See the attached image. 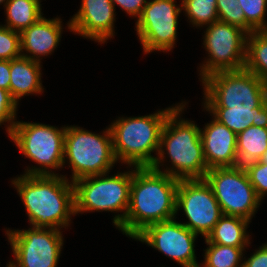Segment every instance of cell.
<instances>
[{"label":"cell","instance_id":"1","mask_svg":"<svg viewBox=\"0 0 267 267\" xmlns=\"http://www.w3.org/2000/svg\"><path fill=\"white\" fill-rule=\"evenodd\" d=\"M178 182L151 167L134 166L129 208L118 229L134 239L147 226L176 218Z\"/></svg>","mask_w":267,"mask_h":267},{"label":"cell","instance_id":"2","mask_svg":"<svg viewBox=\"0 0 267 267\" xmlns=\"http://www.w3.org/2000/svg\"><path fill=\"white\" fill-rule=\"evenodd\" d=\"M34 228L68 227L75 215L74 186L65 175H20L12 180Z\"/></svg>","mask_w":267,"mask_h":267},{"label":"cell","instance_id":"3","mask_svg":"<svg viewBox=\"0 0 267 267\" xmlns=\"http://www.w3.org/2000/svg\"><path fill=\"white\" fill-rule=\"evenodd\" d=\"M186 104L179 103L168 115L161 132L158 154L151 168L179 180L204 179L209 169L203 153L201 128L194 121L181 119L180 114ZM164 154L170 158L172 167L161 171L160 166L166 158Z\"/></svg>","mask_w":267,"mask_h":267},{"label":"cell","instance_id":"4","mask_svg":"<svg viewBox=\"0 0 267 267\" xmlns=\"http://www.w3.org/2000/svg\"><path fill=\"white\" fill-rule=\"evenodd\" d=\"M138 117H119L111 123L113 150L117 162L129 167H151L158 154L161 132L168 115L178 106Z\"/></svg>","mask_w":267,"mask_h":267},{"label":"cell","instance_id":"5","mask_svg":"<svg viewBox=\"0 0 267 267\" xmlns=\"http://www.w3.org/2000/svg\"><path fill=\"white\" fill-rule=\"evenodd\" d=\"M132 170L109 176L92 175L73 182L75 215L83 212L108 211L117 214L113 224L119 228L124 222L130 204Z\"/></svg>","mask_w":267,"mask_h":267},{"label":"cell","instance_id":"6","mask_svg":"<svg viewBox=\"0 0 267 267\" xmlns=\"http://www.w3.org/2000/svg\"><path fill=\"white\" fill-rule=\"evenodd\" d=\"M65 131L66 126L23 121L14 124L9 138L26 158L39 165L28 167L25 175H59L52 170L64 167Z\"/></svg>","mask_w":267,"mask_h":267},{"label":"cell","instance_id":"7","mask_svg":"<svg viewBox=\"0 0 267 267\" xmlns=\"http://www.w3.org/2000/svg\"><path fill=\"white\" fill-rule=\"evenodd\" d=\"M102 134L78 126H66L63 165L68 160L73 171L71 182L87 176L109 174L117 163L110 127Z\"/></svg>","mask_w":267,"mask_h":267},{"label":"cell","instance_id":"8","mask_svg":"<svg viewBox=\"0 0 267 267\" xmlns=\"http://www.w3.org/2000/svg\"><path fill=\"white\" fill-rule=\"evenodd\" d=\"M204 108L252 110L267 98V85L245 68L213 73L202 81Z\"/></svg>","mask_w":267,"mask_h":267},{"label":"cell","instance_id":"9","mask_svg":"<svg viewBox=\"0 0 267 267\" xmlns=\"http://www.w3.org/2000/svg\"><path fill=\"white\" fill-rule=\"evenodd\" d=\"M204 179L211 187L223 215L249 221L255 216L262 201L257 197L244 166L211 168Z\"/></svg>","mask_w":267,"mask_h":267},{"label":"cell","instance_id":"10","mask_svg":"<svg viewBox=\"0 0 267 267\" xmlns=\"http://www.w3.org/2000/svg\"><path fill=\"white\" fill-rule=\"evenodd\" d=\"M206 27L202 44L208 58L199 68L201 80L216 72L244 69L248 33L220 20Z\"/></svg>","mask_w":267,"mask_h":267},{"label":"cell","instance_id":"11","mask_svg":"<svg viewBox=\"0 0 267 267\" xmlns=\"http://www.w3.org/2000/svg\"><path fill=\"white\" fill-rule=\"evenodd\" d=\"M14 261L10 267H57L63 236L60 229L6 230Z\"/></svg>","mask_w":267,"mask_h":267},{"label":"cell","instance_id":"12","mask_svg":"<svg viewBox=\"0 0 267 267\" xmlns=\"http://www.w3.org/2000/svg\"><path fill=\"white\" fill-rule=\"evenodd\" d=\"M175 0H150L135 22L136 33L145 54L171 51L177 39L178 16L182 6Z\"/></svg>","mask_w":267,"mask_h":267},{"label":"cell","instance_id":"13","mask_svg":"<svg viewBox=\"0 0 267 267\" xmlns=\"http://www.w3.org/2000/svg\"><path fill=\"white\" fill-rule=\"evenodd\" d=\"M183 210L188 221L182 223L204 238L223 216L221 207L205 179H181L176 193V212Z\"/></svg>","mask_w":267,"mask_h":267},{"label":"cell","instance_id":"14","mask_svg":"<svg viewBox=\"0 0 267 267\" xmlns=\"http://www.w3.org/2000/svg\"><path fill=\"white\" fill-rule=\"evenodd\" d=\"M176 218L147 226L134 239L151 246L182 267H199L195 254L197 234Z\"/></svg>","mask_w":267,"mask_h":267},{"label":"cell","instance_id":"15","mask_svg":"<svg viewBox=\"0 0 267 267\" xmlns=\"http://www.w3.org/2000/svg\"><path fill=\"white\" fill-rule=\"evenodd\" d=\"M115 6L111 0H82L78 12L68 21L70 32L100 44L114 37Z\"/></svg>","mask_w":267,"mask_h":267},{"label":"cell","instance_id":"16","mask_svg":"<svg viewBox=\"0 0 267 267\" xmlns=\"http://www.w3.org/2000/svg\"><path fill=\"white\" fill-rule=\"evenodd\" d=\"M204 127L200 137L208 169L238 166L237 135L214 118Z\"/></svg>","mask_w":267,"mask_h":267},{"label":"cell","instance_id":"17","mask_svg":"<svg viewBox=\"0 0 267 267\" xmlns=\"http://www.w3.org/2000/svg\"><path fill=\"white\" fill-rule=\"evenodd\" d=\"M62 29V21L59 17L46 19L42 16L20 33L21 56L41 62V56L50 55L59 45Z\"/></svg>","mask_w":267,"mask_h":267},{"label":"cell","instance_id":"18","mask_svg":"<svg viewBox=\"0 0 267 267\" xmlns=\"http://www.w3.org/2000/svg\"><path fill=\"white\" fill-rule=\"evenodd\" d=\"M41 62L20 56L10 60L9 92L18 103L21 97L42 94Z\"/></svg>","mask_w":267,"mask_h":267},{"label":"cell","instance_id":"19","mask_svg":"<svg viewBox=\"0 0 267 267\" xmlns=\"http://www.w3.org/2000/svg\"><path fill=\"white\" fill-rule=\"evenodd\" d=\"M218 122L226 125L236 135L251 125L267 128V98L252 110H231V108H205Z\"/></svg>","mask_w":267,"mask_h":267},{"label":"cell","instance_id":"20","mask_svg":"<svg viewBox=\"0 0 267 267\" xmlns=\"http://www.w3.org/2000/svg\"><path fill=\"white\" fill-rule=\"evenodd\" d=\"M251 221L237 216L223 215L205 238V243H215L233 247L250 246V237L246 232Z\"/></svg>","mask_w":267,"mask_h":267},{"label":"cell","instance_id":"21","mask_svg":"<svg viewBox=\"0 0 267 267\" xmlns=\"http://www.w3.org/2000/svg\"><path fill=\"white\" fill-rule=\"evenodd\" d=\"M267 150V128L251 125L237 135L238 165L259 161Z\"/></svg>","mask_w":267,"mask_h":267},{"label":"cell","instance_id":"22","mask_svg":"<svg viewBox=\"0 0 267 267\" xmlns=\"http://www.w3.org/2000/svg\"><path fill=\"white\" fill-rule=\"evenodd\" d=\"M4 8L7 23L3 26L20 33L43 16L38 0H8Z\"/></svg>","mask_w":267,"mask_h":267},{"label":"cell","instance_id":"23","mask_svg":"<svg viewBox=\"0 0 267 267\" xmlns=\"http://www.w3.org/2000/svg\"><path fill=\"white\" fill-rule=\"evenodd\" d=\"M245 69L267 85V31L248 34Z\"/></svg>","mask_w":267,"mask_h":267},{"label":"cell","instance_id":"24","mask_svg":"<svg viewBox=\"0 0 267 267\" xmlns=\"http://www.w3.org/2000/svg\"><path fill=\"white\" fill-rule=\"evenodd\" d=\"M209 245L204 251V263L199 267H243V253L245 247H233L206 243Z\"/></svg>","mask_w":267,"mask_h":267},{"label":"cell","instance_id":"25","mask_svg":"<svg viewBox=\"0 0 267 267\" xmlns=\"http://www.w3.org/2000/svg\"><path fill=\"white\" fill-rule=\"evenodd\" d=\"M182 9L196 28L218 21L216 0H182Z\"/></svg>","mask_w":267,"mask_h":267},{"label":"cell","instance_id":"26","mask_svg":"<svg viewBox=\"0 0 267 267\" xmlns=\"http://www.w3.org/2000/svg\"><path fill=\"white\" fill-rule=\"evenodd\" d=\"M216 2L220 21L238 26L248 34L254 32L246 23L244 11L237 0H216Z\"/></svg>","mask_w":267,"mask_h":267},{"label":"cell","instance_id":"27","mask_svg":"<svg viewBox=\"0 0 267 267\" xmlns=\"http://www.w3.org/2000/svg\"><path fill=\"white\" fill-rule=\"evenodd\" d=\"M243 9L246 23L254 31H267L265 20L267 11V0H237Z\"/></svg>","mask_w":267,"mask_h":267},{"label":"cell","instance_id":"28","mask_svg":"<svg viewBox=\"0 0 267 267\" xmlns=\"http://www.w3.org/2000/svg\"><path fill=\"white\" fill-rule=\"evenodd\" d=\"M21 56V34L0 25V60H12Z\"/></svg>","mask_w":267,"mask_h":267},{"label":"cell","instance_id":"29","mask_svg":"<svg viewBox=\"0 0 267 267\" xmlns=\"http://www.w3.org/2000/svg\"><path fill=\"white\" fill-rule=\"evenodd\" d=\"M257 197L262 201L267 194V164L260 161L244 166Z\"/></svg>","mask_w":267,"mask_h":267},{"label":"cell","instance_id":"30","mask_svg":"<svg viewBox=\"0 0 267 267\" xmlns=\"http://www.w3.org/2000/svg\"><path fill=\"white\" fill-rule=\"evenodd\" d=\"M17 103L11 96L8 90H4L0 88V126L4 124V122L8 123L6 126V132L8 137L14 127V124L17 122L16 120V111Z\"/></svg>","mask_w":267,"mask_h":267},{"label":"cell","instance_id":"31","mask_svg":"<svg viewBox=\"0 0 267 267\" xmlns=\"http://www.w3.org/2000/svg\"><path fill=\"white\" fill-rule=\"evenodd\" d=\"M113 5L117 4L123 11L130 15V17L139 18L143 12L147 0H111Z\"/></svg>","mask_w":267,"mask_h":267},{"label":"cell","instance_id":"32","mask_svg":"<svg viewBox=\"0 0 267 267\" xmlns=\"http://www.w3.org/2000/svg\"><path fill=\"white\" fill-rule=\"evenodd\" d=\"M243 267H267V243L262 244L250 258H243Z\"/></svg>","mask_w":267,"mask_h":267},{"label":"cell","instance_id":"33","mask_svg":"<svg viewBox=\"0 0 267 267\" xmlns=\"http://www.w3.org/2000/svg\"><path fill=\"white\" fill-rule=\"evenodd\" d=\"M10 60H0V88L9 91Z\"/></svg>","mask_w":267,"mask_h":267},{"label":"cell","instance_id":"34","mask_svg":"<svg viewBox=\"0 0 267 267\" xmlns=\"http://www.w3.org/2000/svg\"><path fill=\"white\" fill-rule=\"evenodd\" d=\"M259 161L267 164V150L264 152L263 156L260 158Z\"/></svg>","mask_w":267,"mask_h":267},{"label":"cell","instance_id":"35","mask_svg":"<svg viewBox=\"0 0 267 267\" xmlns=\"http://www.w3.org/2000/svg\"><path fill=\"white\" fill-rule=\"evenodd\" d=\"M7 1H8V0H0V4H1V3H2V4L4 3L3 7H5Z\"/></svg>","mask_w":267,"mask_h":267}]
</instances>
